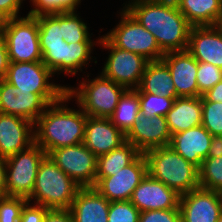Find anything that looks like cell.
I'll return each instance as SVG.
<instances>
[{"instance_id": "obj_1", "label": "cell", "mask_w": 222, "mask_h": 222, "mask_svg": "<svg viewBox=\"0 0 222 222\" xmlns=\"http://www.w3.org/2000/svg\"><path fill=\"white\" fill-rule=\"evenodd\" d=\"M123 8L154 35L164 53L187 50L192 25L175 0L129 1Z\"/></svg>"}, {"instance_id": "obj_2", "label": "cell", "mask_w": 222, "mask_h": 222, "mask_svg": "<svg viewBox=\"0 0 222 222\" xmlns=\"http://www.w3.org/2000/svg\"><path fill=\"white\" fill-rule=\"evenodd\" d=\"M69 100L71 98L66 94L56 103L50 104L34 123L35 143L47 155L57 148L77 145L84 141L87 115L82 109L75 110L64 106Z\"/></svg>"}, {"instance_id": "obj_3", "label": "cell", "mask_w": 222, "mask_h": 222, "mask_svg": "<svg viewBox=\"0 0 222 222\" xmlns=\"http://www.w3.org/2000/svg\"><path fill=\"white\" fill-rule=\"evenodd\" d=\"M147 173L180 196L199 188V171L170 146L156 147L143 153Z\"/></svg>"}, {"instance_id": "obj_4", "label": "cell", "mask_w": 222, "mask_h": 222, "mask_svg": "<svg viewBox=\"0 0 222 222\" xmlns=\"http://www.w3.org/2000/svg\"><path fill=\"white\" fill-rule=\"evenodd\" d=\"M81 187L46 155L40 162L28 202L48 209H69Z\"/></svg>"}, {"instance_id": "obj_5", "label": "cell", "mask_w": 222, "mask_h": 222, "mask_svg": "<svg viewBox=\"0 0 222 222\" xmlns=\"http://www.w3.org/2000/svg\"><path fill=\"white\" fill-rule=\"evenodd\" d=\"M79 88L67 87L66 94L77 98L78 106L87 116L110 118L120 97L126 90L111 79L100 74L95 79L80 82Z\"/></svg>"}, {"instance_id": "obj_6", "label": "cell", "mask_w": 222, "mask_h": 222, "mask_svg": "<svg viewBox=\"0 0 222 222\" xmlns=\"http://www.w3.org/2000/svg\"><path fill=\"white\" fill-rule=\"evenodd\" d=\"M53 72L42 62H10L5 81L30 93L39 94L49 105L66 95V86H60L49 79Z\"/></svg>"}, {"instance_id": "obj_7", "label": "cell", "mask_w": 222, "mask_h": 222, "mask_svg": "<svg viewBox=\"0 0 222 222\" xmlns=\"http://www.w3.org/2000/svg\"><path fill=\"white\" fill-rule=\"evenodd\" d=\"M121 21L104 37L115 47L139 54L150 61H159L164 52L154 35L145 29L126 9H122Z\"/></svg>"}, {"instance_id": "obj_8", "label": "cell", "mask_w": 222, "mask_h": 222, "mask_svg": "<svg viewBox=\"0 0 222 222\" xmlns=\"http://www.w3.org/2000/svg\"><path fill=\"white\" fill-rule=\"evenodd\" d=\"M3 37L10 62H39L42 52L39 42V26L35 16L6 19Z\"/></svg>"}, {"instance_id": "obj_9", "label": "cell", "mask_w": 222, "mask_h": 222, "mask_svg": "<svg viewBox=\"0 0 222 222\" xmlns=\"http://www.w3.org/2000/svg\"><path fill=\"white\" fill-rule=\"evenodd\" d=\"M46 152L36 143L5 158L7 196L28 199L34 189L37 170Z\"/></svg>"}, {"instance_id": "obj_10", "label": "cell", "mask_w": 222, "mask_h": 222, "mask_svg": "<svg viewBox=\"0 0 222 222\" xmlns=\"http://www.w3.org/2000/svg\"><path fill=\"white\" fill-rule=\"evenodd\" d=\"M97 43L111 50L101 74L126 89H137L149 61L139 54L113 46L104 36Z\"/></svg>"}, {"instance_id": "obj_11", "label": "cell", "mask_w": 222, "mask_h": 222, "mask_svg": "<svg viewBox=\"0 0 222 222\" xmlns=\"http://www.w3.org/2000/svg\"><path fill=\"white\" fill-rule=\"evenodd\" d=\"M48 156L81 188L94 187L97 173V156L83 143L60 147Z\"/></svg>"}, {"instance_id": "obj_12", "label": "cell", "mask_w": 222, "mask_h": 222, "mask_svg": "<svg viewBox=\"0 0 222 222\" xmlns=\"http://www.w3.org/2000/svg\"><path fill=\"white\" fill-rule=\"evenodd\" d=\"M147 174V162L141 153L131 164L115 172L114 175L96 177L94 188L110 202L128 201L134 189Z\"/></svg>"}, {"instance_id": "obj_13", "label": "cell", "mask_w": 222, "mask_h": 222, "mask_svg": "<svg viewBox=\"0 0 222 222\" xmlns=\"http://www.w3.org/2000/svg\"><path fill=\"white\" fill-rule=\"evenodd\" d=\"M95 42H76L56 45H40L42 62L55 74L64 72L75 75L78 70L87 65L92 58V48ZM90 59V60H89ZM68 73V74H67Z\"/></svg>"}, {"instance_id": "obj_14", "label": "cell", "mask_w": 222, "mask_h": 222, "mask_svg": "<svg viewBox=\"0 0 222 222\" xmlns=\"http://www.w3.org/2000/svg\"><path fill=\"white\" fill-rule=\"evenodd\" d=\"M181 222H217L222 212V192L197 188L179 198Z\"/></svg>"}, {"instance_id": "obj_15", "label": "cell", "mask_w": 222, "mask_h": 222, "mask_svg": "<svg viewBox=\"0 0 222 222\" xmlns=\"http://www.w3.org/2000/svg\"><path fill=\"white\" fill-rule=\"evenodd\" d=\"M49 104L39 95L16 88L0 80V113L24 118L35 123Z\"/></svg>"}, {"instance_id": "obj_16", "label": "cell", "mask_w": 222, "mask_h": 222, "mask_svg": "<svg viewBox=\"0 0 222 222\" xmlns=\"http://www.w3.org/2000/svg\"><path fill=\"white\" fill-rule=\"evenodd\" d=\"M125 141L132 143L141 153L156 147L169 146L171 133L166 117H148L139 112L134 125L125 135Z\"/></svg>"}, {"instance_id": "obj_17", "label": "cell", "mask_w": 222, "mask_h": 222, "mask_svg": "<svg viewBox=\"0 0 222 222\" xmlns=\"http://www.w3.org/2000/svg\"><path fill=\"white\" fill-rule=\"evenodd\" d=\"M179 198L173 189L148 174L134 189L130 202L140 212L150 210L179 209Z\"/></svg>"}, {"instance_id": "obj_18", "label": "cell", "mask_w": 222, "mask_h": 222, "mask_svg": "<svg viewBox=\"0 0 222 222\" xmlns=\"http://www.w3.org/2000/svg\"><path fill=\"white\" fill-rule=\"evenodd\" d=\"M34 123L0 113V157L7 158L35 143Z\"/></svg>"}, {"instance_id": "obj_19", "label": "cell", "mask_w": 222, "mask_h": 222, "mask_svg": "<svg viewBox=\"0 0 222 222\" xmlns=\"http://www.w3.org/2000/svg\"><path fill=\"white\" fill-rule=\"evenodd\" d=\"M161 60L170 70L179 97H198V61L187 51L166 52Z\"/></svg>"}, {"instance_id": "obj_20", "label": "cell", "mask_w": 222, "mask_h": 222, "mask_svg": "<svg viewBox=\"0 0 222 222\" xmlns=\"http://www.w3.org/2000/svg\"><path fill=\"white\" fill-rule=\"evenodd\" d=\"M125 142V135L109 118L87 116L83 144L97 157Z\"/></svg>"}, {"instance_id": "obj_21", "label": "cell", "mask_w": 222, "mask_h": 222, "mask_svg": "<svg viewBox=\"0 0 222 222\" xmlns=\"http://www.w3.org/2000/svg\"><path fill=\"white\" fill-rule=\"evenodd\" d=\"M187 51L198 62L222 69V34L215 26H192Z\"/></svg>"}, {"instance_id": "obj_22", "label": "cell", "mask_w": 222, "mask_h": 222, "mask_svg": "<svg viewBox=\"0 0 222 222\" xmlns=\"http://www.w3.org/2000/svg\"><path fill=\"white\" fill-rule=\"evenodd\" d=\"M213 136L202 126L172 134L169 146L198 169L207 158Z\"/></svg>"}, {"instance_id": "obj_23", "label": "cell", "mask_w": 222, "mask_h": 222, "mask_svg": "<svg viewBox=\"0 0 222 222\" xmlns=\"http://www.w3.org/2000/svg\"><path fill=\"white\" fill-rule=\"evenodd\" d=\"M110 201L94 187L80 188L69 208L73 222H108Z\"/></svg>"}, {"instance_id": "obj_24", "label": "cell", "mask_w": 222, "mask_h": 222, "mask_svg": "<svg viewBox=\"0 0 222 222\" xmlns=\"http://www.w3.org/2000/svg\"><path fill=\"white\" fill-rule=\"evenodd\" d=\"M166 120L171 135L202 125L201 96L176 98Z\"/></svg>"}, {"instance_id": "obj_25", "label": "cell", "mask_w": 222, "mask_h": 222, "mask_svg": "<svg viewBox=\"0 0 222 222\" xmlns=\"http://www.w3.org/2000/svg\"><path fill=\"white\" fill-rule=\"evenodd\" d=\"M136 90L138 93H151L174 99L179 97L170 70L162 60L148 62Z\"/></svg>"}, {"instance_id": "obj_26", "label": "cell", "mask_w": 222, "mask_h": 222, "mask_svg": "<svg viewBox=\"0 0 222 222\" xmlns=\"http://www.w3.org/2000/svg\"><path fill=\"white\" fill-rule=\"evenodd\" d=\"M192 26H215L222 14V0H175Z\"/></svg>"}, {"instance_id": "obj_27", "label": "cell", "mask_w": 222, "mask_h": 222, "mask_svg": "<svg viewBox=\"0 0 222 222\" xmlns=\"http://www.w3.org/2000/svg\"><path fill=\"white\" fill-rule=\"evenodd\" d=\"M141 152L130 142L125 141L118 148L97 157L96 177H108L131 164Z\"/></svg>"}, {"instance_id": "obj_28", "label": "cell", "mask_w": 222, "mask_h": 222, "mask_svg": "<svg viewBox=\"0 0 222 222\" xmlns=\"http://www.w3.org/2000/svg\"><path fill=\"white\" fill-rule=\"evenodd\" d=\"M140 100L136 89H126L110 116L111 122L126 135L137 120L140 112Z\"/></svg>"}, {"instance_id": "obj_29", "label": "cell", "mask_w": 222, "mask_h": 222, "mask_svg": "<svg viewBox=\"0 0 222 222\" xmlns=\"http://www.w3.org/2000/svg\"><path fill=\"white\" fill-rule=\"evenodd\" d=\"M35 17L38 20L40 45L63 44L62 12Z\"/></svg>"}, {"instance_id": "obj_30", "label": "cell", "mask_w": 222, "mask_h": 222, "mask_svg": "<svg viewBox=\"0 0 222 222\" xmlns=\"http://www.w3.org/2000/svg\"><path fill=\"white\" fill-rule=\"evenodd\" d=\"M198 171L201 188L222 192V156L205 158Z\"/></svg>"}, {"instance_id": "obj_31", "label": "cell", "mask_w": 222, "mask_h": 222, "mask_svg": "<svg viewBox=\"0 0 222 222\" xmlns=\"http://www.w3.org/2000/svg\"><path fill=\"white\" fill-rule=\"evenodd\" d=\"M63 39L68 44L76 42H93L89 35L87 24L84 23L75 11L62 12Z\"/></svg>"}, {"instance_id": "obj_32", "label": "cell", "mask_w": 222, "mask_h": 222, "mask_svg": "<svg viewBox=\"0 0 222 222\" xmlns=\"http://www.w3.org/2000/svg\"><path fill=\"white\" fill-rule=\"evenodd\" d=\"M140 100V112L145 116H164L172 108L174 98L151 93H138Z\"/></svg>"}, {"instance_id": "obj_33", "label": "cell", "mask_w": 222, "mask_h": 222, "mask_svg": "<svg viewBox=\"0 0 222 222\" xmlns=\"http://www.w3.org/2000/svg\"><path fill=\"white\" fill-rule=\"evenodd\" d=\"M202 126L212 135H222V102L202 101Z\"/></svg>"}, {"instance_id": "obj_34", "label": "cell", "mask_w": 222, "mask_h": 222, "mask_svg": "<svg viewBox=\"0 0 222 222\" xmlns=\"http://www.w3.org/2000/svg\"><path fill=\"white\" fill-rule=\"evenodd\" d=\"M33 6L32 10L28 12L30 16H37L41 14H52L60 12L76 11L81 0H31Z\"/></svg>"}, {"instance_id": "obj_35", "label": "cell", "mask_w": 222, "mask_h": 222, "mask_svg": "<svg viewBox=\"0 0 222 222\" xmlns=\"http://www.w3.org/2000/svg\"><path fill=\"white\" fill-rule=\"evenodd\" d=\"M196 81L199 97L222 81V69L210 63L198 62Z\"/></svg>"}, {"instance_id": "obj_36", "label": "cell", "mask_w": 222, "mask_h": 222, "mask_svg": "<svg viewBox=\"0 0 222 222\" xmlns=\"http://www.w3.org/2000/svg\"><path fill=\"white\" fill-rule=\"evenodd\" d=\"M140 211L130 200L110 202L108 222H139Z\"/></svg>"}, {"instance_id": "obj_37", "label": "cell", "mask_w": 222, "mask_h": 222, "mask_svg": "<svg viewBox=\"0 0 222 222\" xmlns=\"http://www.w3.org/2000/svg\"><path fill=\"white\" fill-rule=\"evenodd\" d=\"M26 198L3 196L0 198V222H19Z\"/></svg>"}, {"instance_id": "obj_38", "label": "cell", "mask_w": 222, "mask_h": 222, "mask_svg": "<svg viewBox=\"0 0 222 222\" xmlns=\"http://www.w3.org/2000/svg\"><path fill=\"white\" fill-rule=\"evenodd\" d=\"M139 222H181L180 209L140 212Z\"/></svg>"}, {"instance_id": "obj_39", "label": "cell", "mask_w": 222, "mask_h": 222, "mask_svg": "<svg viewBox=\"0 0 222 222\" xmlns=\"http://www.w3.org/2000/svg\"><path fill=\"white\" fill-rule=\"evenodd\" d=\"M31 204L32 203L27 202L24 205L19 222H43L44 217L49 209L42 205Z\"/></svg>"}, {"instance_id": "obj_40", "label": "cell", "mask_w": 222, "mask_h": 222, "mask_svg": "<svg viewBox=\"0 0 222 222\" xmlns=\"http://www.w3.org/2000/svg\"><path fill=\"white\" fill-rule=\"evenodd\" d=\"M24 0H0V14L6 19L18 18Z\"/></svg>"}, {"instance_id": "obj_41", "label": "cell", "mask_w": 222, "mask_h": 222, "mask_svg": "<svg viewBox=\"0 0 222 222\" xmlns=\"http://www.w3.org/2000/svg\"><path fill=\"white\" fill-rule=\"evenodd\" d=\"M43 222H73L69 209H49Z\"/></svg>"}, {"instance_id": "obj_42", "label": "cell", "mask_w": 222, "mask_h": 222, "mask_svg": "<svg viewBox=\"0 0 222 222\" xmlns=\"http://www.w3.org/2000/svg\"><path fill=\"white\" fill-rule=\"evenodd\" d=\"M8 49L3 35L0 36V80H4L9 67Z\"/></svg>"}, {"instance_id": "obj_43", "label": "cell", "mask_w": 222, "mask_h": 222, "mask_svg": "<svg viewBox=\"0 0 222 222\" xmlns=\"http://www.w3.org/2000/svg\"><path fill=\"white\" fill-rule=\"evenodd\" d=\"M201 101L222 102V81L204 93Z\"/></svg>"}, {"instance_id": "obj_44", "label": "cell", "mask_w": 222, "mask_h": 222, "mask_svg": "<svg viewBox=\"0 0 222 222\" xmlns=\"http://www.w3.org/2000/svg\"><path fill=\"white\" fill-rule=\"evenodd\" d=\"M222 156V135L213 136L207 157Z\"/></svg>"}, {"instance_id": "obj_45", "label": "cell", "mask_w": 222, "mask_h": 222, "mask_svg": "<svg viewBox=\"0 0 222 222\" xmlns=\"http://www.w3.org/2000/svg\"><path fill=\"white\" fill-rule=\"evenodd\" d=\"M0 196H7L5 158L0 157Z\"/></svg>"}, {"instance_id": "obj_46", "label": "cell", "mask_w": 222, "mask_h": 222, "mask_svg": "<svg viewBox=\"0 0 222 222\" xmlns=\"http://www.w3.org/2000/svg\"><path fill=\"white\" fill-rule=\"evenodd\" d=\"M6 18L0 14V36L3 35Z\"/></svg>"}, {"instance_id": "obj_47", "label": "cell", "mask_w": 222, "mask_h": 222, "mask_svg": "<svg viewBox=\"0 0 222 222\" xmlns=\"http://www.w3.org/2000/svg\"><path fill=\"white\" fill-rule=\"evenodd\" d=\"M215 27L221 32L222 34V14L220 15V17L218 18Z\"/></svg>"}, {"instance_id": "obj_48", "label": "cell", "mask_w": 222, "mask_h": 222, "mask_svg": "<svg viewBox=\"0 0 222 222\" xmlns=\"http://www.w3.org/2000/svg\"><path fill=\"white\" fill-rule=\"evenodd\" d=\"M217 222H222V212L219 215L218 221Z\"/></svg>"}]
</instances>
